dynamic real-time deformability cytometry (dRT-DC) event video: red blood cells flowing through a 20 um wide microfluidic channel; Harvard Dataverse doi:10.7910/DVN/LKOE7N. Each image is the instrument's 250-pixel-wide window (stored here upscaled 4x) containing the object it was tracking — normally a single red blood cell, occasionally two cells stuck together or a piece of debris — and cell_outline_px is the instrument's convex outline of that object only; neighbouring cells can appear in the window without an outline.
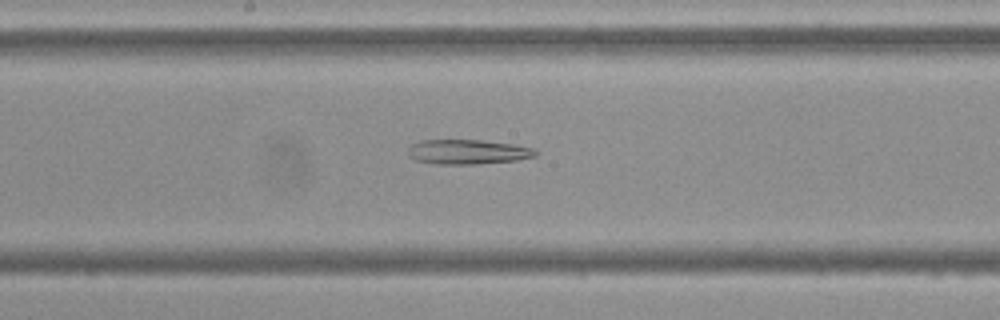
{"species": "Egyptian fruit bat (a non-hibernating species)", "species_latin": "Rousettus aegyptiacus", "temperature_condition": "cold", "stored_images_in_passage": 55, "camera_frame_rate_fps": 3000, "um_per_image_px": 0.085, "frame": {"image": 1, "passage_image": 29, "time_ms": 9.333, "image_size_px": [1000, 320], "cell_outline_px": [[540, 152], [536, 156], [516, 160], [476, 164], [432, 164], [416, 160], [408, 156], [408, 148], [412, 144], [420, 140], [480, 140], [512, 144], [532, 148]], "centroid_in_image_um": [39.73, 12.91], "position_along_channel_um": 208.5, "area_um2": 18.38}}
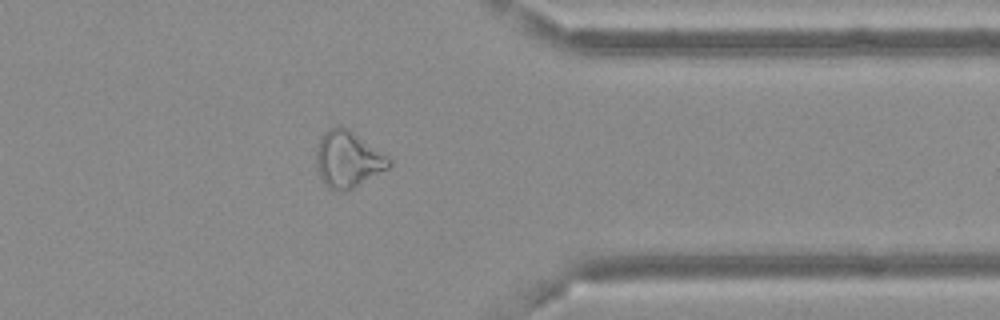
{"frame": {"image": 2, "passage_image": 44, "time_ms": 14.333, "image_size_px": [1000, 320], "cell_outline_px": [[392, 164], [388, 168], [352, 188], [344, 192], [328, 188], [324, 184], [316, 168], [316, 152], [320, 136], [328, 128], [348, 128], [388, 156], [392, 160]], "centroid_in_image_um": [29.55, 13.55], "position_along_channel_um": 381.8, "area_um2": 23.7}}
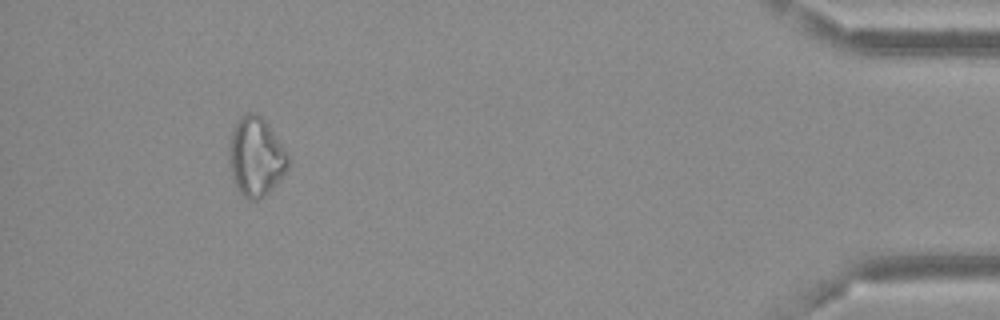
{"frame": {"image": 3, "passage_image": 51, "time_ms": 16.667, "image_size_px": [1000, 320], "cell_outline_px": [[288, 168], [280, 180], [260, 200], [248, 200], [236, 188], [232, 180], [228, 164], [228, 148], [232, 132], [236, 120], [240, 116], [248, 112], [256, 112], [268, 124], [288, 152]], "centroid_in_image_um": [21.73, 13.33], "position_along_channel_um": 413.5, "area_um2": 27.63}}